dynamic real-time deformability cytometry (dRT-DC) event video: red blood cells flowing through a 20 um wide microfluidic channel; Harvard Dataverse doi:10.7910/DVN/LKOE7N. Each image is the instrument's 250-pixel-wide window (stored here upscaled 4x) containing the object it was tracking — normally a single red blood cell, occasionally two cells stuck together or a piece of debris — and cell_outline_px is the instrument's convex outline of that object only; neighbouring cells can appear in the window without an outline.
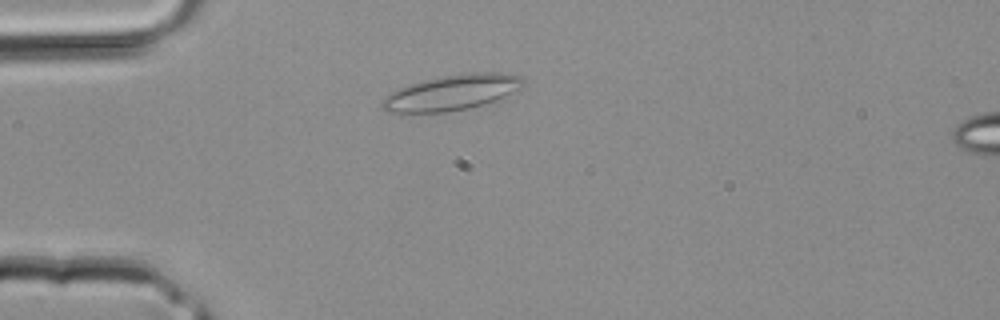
{"species": "common noctule bat (a hibernating species)", "species_latin": "Nyctalus noctula", "temperature_condition": "room temperature", "stored_images_in_passage": 32, "camera_frame_rate_fps": 3000, "um_per_image_px": 0.085, "animal": {"sex": "male", "body_mass_g": 20.4}, "frame": {"image": 1, "passage_image": 4, "time_ms": 1.0, "image_size_px": [1000, 320], "cell_outline_px": [[524, 84], [520, 92], [500, 100], [468, 108], [448, 112], [384, 112], [380, 108], [380, 100], [384, 96], [408, 84], [424, 80], [444, 76], [468, 72], [500, 72], [520, 76], [524, 80]], "centroid_in_image_um": [38.46, 7.87], "position_along_channel_um": 46.5, "area_um2": 29.71}}
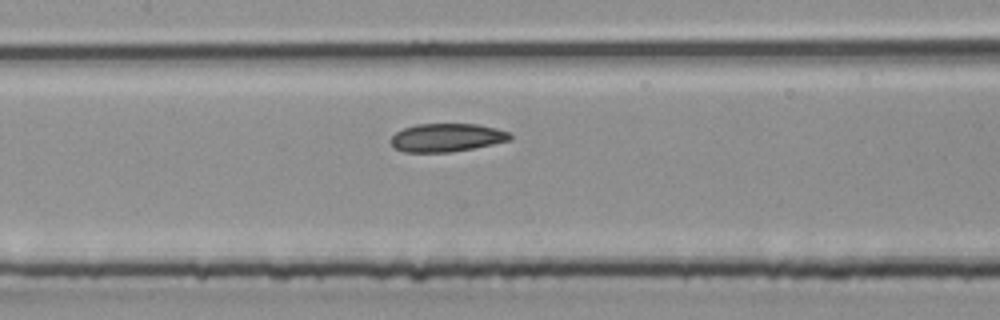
{"frame": {"image": 2, "passage_image": 12, "time_ms": 3.667, "image_size_px": [1000, 320], "cell_outline_px": [[512, 140], [452, 152], [404, 152], [396, 148], [392, 144], [392, 136], [396, 132], [404, 128], [416, 124], [480, 124], [496, 128], [508, 132], [512, 136]], "centroid_in_image_um": [38.0, 11.69], "position_along_channel_um": 169.4, "area_um2": 19.54}}
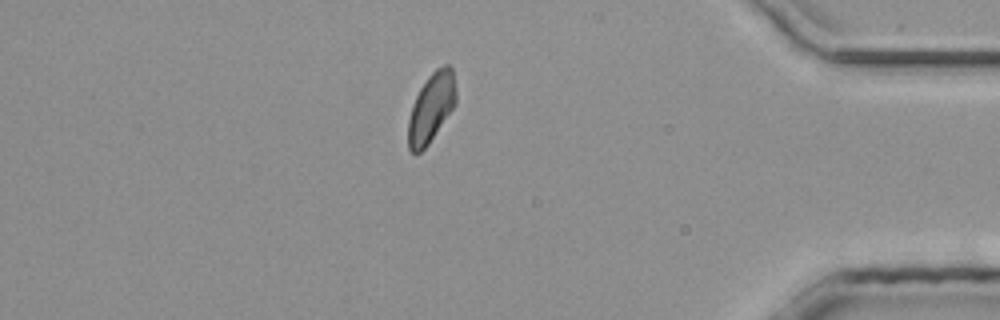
{"frame": {"image": 3, "passage_image": 27, "time_ms": 8.667, "image_size_px": [1000, 320], "cell_outline_px": [[456, 104], [428, 144], [420, 152], [412, 152], [408, 148], [408, 120], [412, 104], [420, 88], [428, 76], [436, 68], [444, 64], [448, 64], [452, 68], [456, 88]], "centroid_in_image_um": [36.66, 9.12], "position_along_channel_um": 398.5, "area_um2": 19.25}}